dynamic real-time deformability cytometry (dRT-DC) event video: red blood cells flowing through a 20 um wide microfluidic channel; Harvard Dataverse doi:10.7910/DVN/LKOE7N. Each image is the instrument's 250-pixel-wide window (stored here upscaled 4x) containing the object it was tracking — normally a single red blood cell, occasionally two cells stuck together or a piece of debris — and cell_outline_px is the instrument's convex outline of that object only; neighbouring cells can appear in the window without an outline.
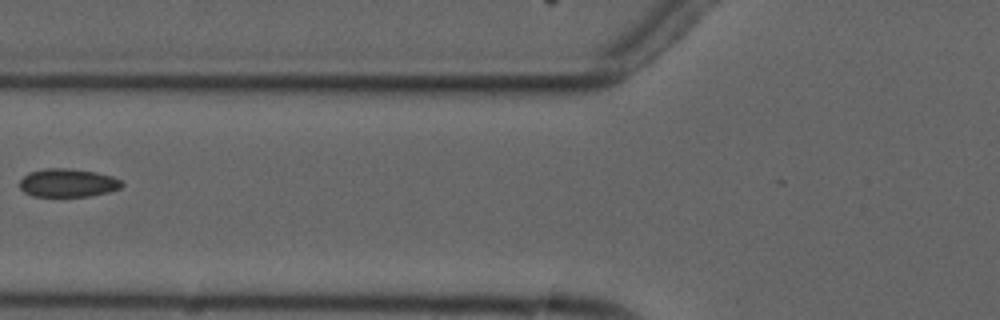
{"species": "common noctule bat (a hibernating species)", "species_latin": "Nyctalus noctula", "temperature_condition": "cold", "stored_images_in_passage": 6, "camera_frame_rate_fps": 3000, "um_per_image_px": 0.085, "animal": {"sex": "male", "forearm_length_mm": 52.5}, "frame": {"image": 1, "passage_image": 4, "time_ms": 3.667, "image_size_px": [1000, 320], "cell_outline_px": [[124, 184], [120, 188], [108, 192], [88, 196], [32, 196], [24, 192], [20, 188], [20, 180], [28, 172], [44, 168], [68, 168], [96, 172], [112, 176], [124, 180]], "centroid_in_image_um": [5.78, 15.53], "position_along_channel_um": 120.0, "area_um2": 16.99}}
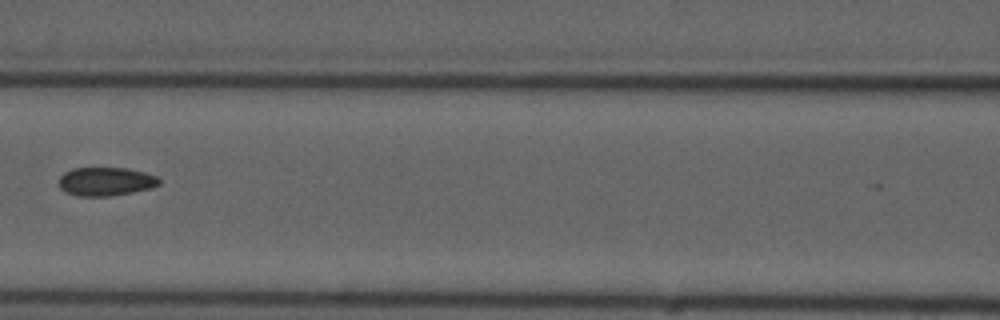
{"frame": {"image": 2, "passage_image": 5, "time_ms": 4.667, "image_size_px": [1000, 320], "cell_outline_px": [[160, 184], [152, 188], [112, 196], [76, 196], [64, 192], [60, 188], [60, 176], [64, 172], [72, 168], [128, 168], [144, 172], [156, 176], [160, 180]], "centroid_in_image_um": [8.98, 15.43], "position_along_channel_um": 157.6, "area_um2": 16.82}}
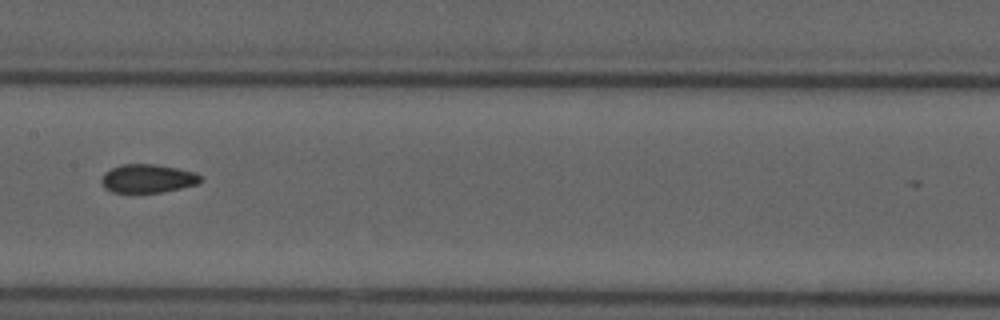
{"frame": {"image": 3, "passage_image": 6, "time_ms": 5.667, "image_size_px": [1000, 320], "cell_outline_px": [[204, 180], [196, 184], [180, 188], [160, 192], [112, 192], [104, 188], [100, 180], [104, 172], [120, 164], [156, 164], [196, 172]], "centroid_in_image_um": [12.53, 15.16], "position_along_channel_um": 194.9, "area_um2": 16.47}}